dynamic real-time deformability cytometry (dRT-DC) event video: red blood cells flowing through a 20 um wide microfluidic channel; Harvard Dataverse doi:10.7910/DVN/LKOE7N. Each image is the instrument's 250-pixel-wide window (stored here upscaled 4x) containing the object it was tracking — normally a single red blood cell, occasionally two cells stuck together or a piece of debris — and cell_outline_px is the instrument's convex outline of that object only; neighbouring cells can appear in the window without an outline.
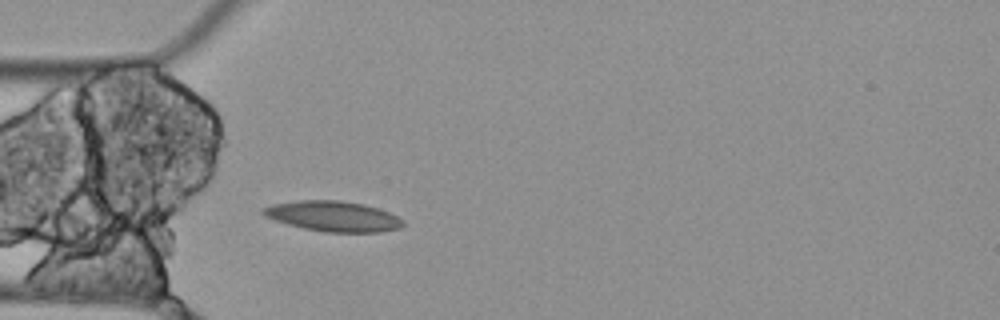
{"species": "Egyptian fruit bat (a non-hibernating species)", "species_latin": "Rousettus aegyptiacus", "temperature_condition": "cold", "stored_images_in_passage": 4, "camera_frame_rate_fps": 3000, "um_per_image_px": 0.085, "animal": {"sex": "female"}, "frame": {"image": 1, "passage_image": 4, "time_ms": 1.0, "image_size_px": [1000, 320], "cell_outline_px": [[404, 224], [400, 228], [380, 232], [324, 232], [304, 228], [288, 224], [264, 216], [260, 212], [264, 208], [272, 204], [296, 200], [340, 200], [364, 204], [388, 212], [404, 220]], "centroid_in_image_um": [28.31, 18.38], "position_along_channel_um": 56.7, "area_um2": 24.68}}